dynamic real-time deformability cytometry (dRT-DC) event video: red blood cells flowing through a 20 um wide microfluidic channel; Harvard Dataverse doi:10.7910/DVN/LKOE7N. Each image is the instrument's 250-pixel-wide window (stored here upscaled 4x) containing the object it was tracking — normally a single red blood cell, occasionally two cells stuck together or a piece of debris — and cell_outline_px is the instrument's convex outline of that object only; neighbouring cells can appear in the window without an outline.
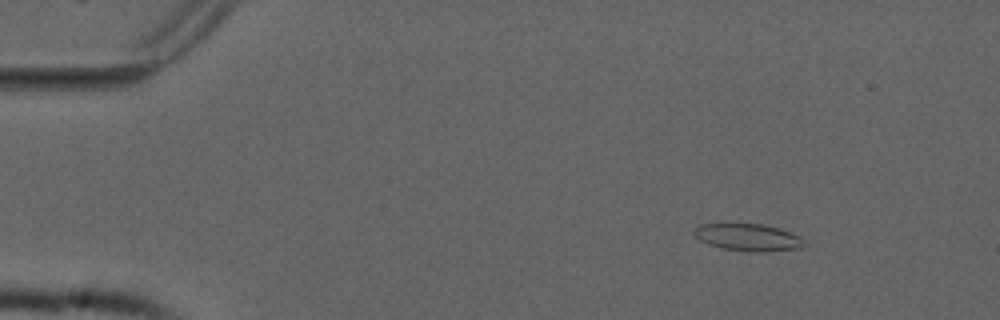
{"species": "common noctule bat (a hibernating species)", "species_latin": "Nyctalus noctula", "temperature_condition": "cold", "stored_images_in_passage": 48, "camera_frame_rate_fps": 3000, "um_per_image_px": 0.085, "animal": {"sex": "male", "forearm_length_mm": 52.5}, "frame": {"image": 1, "passage_image": 1, "time_ms": 0.0, "image_size_px": [1000, 320], "cell_outline_px": [[804, 244], [800, 248], [764, 252], [748, 252], [720, 248], [708, 244], [700, 240], [692, 232], [700, 224], [764, 224], [780, 228], [800, 236], [804, 240]], "centroid_in_image_um": [63.6, 20.18], "position_along_channel_um": 21.4, "area_um2": 17.51}}
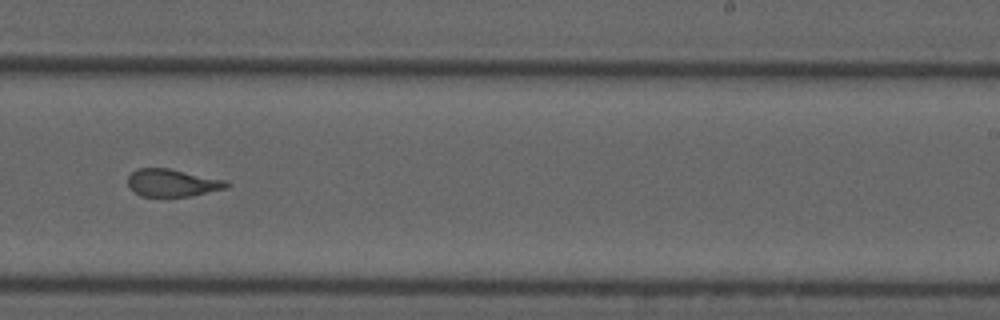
{"frame": {"image": 2, "passage_image": 28, "time_ms": 9.0, "image_size_px": [1000, 320], "cell_outline_px": [[232, 184], [228, 188], [192, 196], [140, 196], [132, 192], [128, 188], [128, 176], [136, 168], [168, 168], [228, 180]], "centroid_in_image_um": [14.67, 15.54], "position_along_channel_um": 274.3, "area_um2": 16.18}}
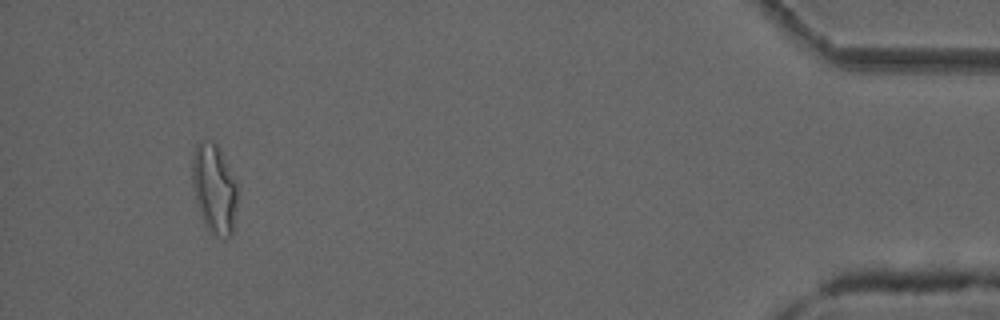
{"frame": {"image": 3, "passage_image": 45, "time_ms": 14.667, "image_size_px": [1000, 320], "cell_outline_px": [[236, 200], [232, 232], [228, 240], [224, 240], [216, 236], [204, 224], [200, 212], [192, 184], [192, 152], [196, 144], [200, 140], [216, 140], [224, 156], [236, 184]], "centroid_in_image_um": [18.18, 15.99], "position_along_channel_um": 417.0, "area_um2": 23.58}, "authors_computed_cell_mechanics": {"area_um2": 17.5712, "velocity_mm_per_s": 3.7633, "shape_relaxation_time_tau1_ms": null, "shape_relaxation_time_tau2_ms": 1.7875, "deformation_change_tau1": null, "deformation_change_tau2": 0.0854}}